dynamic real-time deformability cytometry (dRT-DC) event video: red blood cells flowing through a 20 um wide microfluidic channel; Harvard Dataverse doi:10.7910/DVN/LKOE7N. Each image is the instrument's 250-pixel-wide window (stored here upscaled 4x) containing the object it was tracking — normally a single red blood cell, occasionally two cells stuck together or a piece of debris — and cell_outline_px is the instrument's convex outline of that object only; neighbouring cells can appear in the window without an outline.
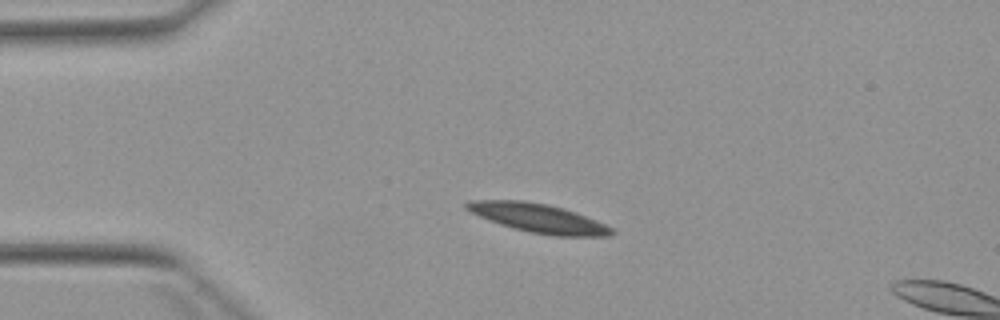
{"species": "Egyptian fruit bat (a non-hibernating species)", "species_latin": "Rousettus aegyptiacus", "temperature_condition": "warm", "stored_images_in_passage": 3, "camera_frame_rate_fps": 3000, "um_per_image_px": 0.085, "animal": {"sex": "female"}, "frame": {"image": 1, "passage_image": 2, "time_ms": 1.0, "image_size_px": [1000, 320], "cell_outline_px": [[616, 232], [608, 236], [552, 236], [528, 232], [512, 228], [488, 220], [464, 208], [464, 204], [468, 200], [524, 200], [548, 204], [564, 208], [596, 220], [612, 228]], "centroid_in_image_um": [45.74, 18.54], "position_along_channel_um": 39.3, "area_um2": 24.51}}